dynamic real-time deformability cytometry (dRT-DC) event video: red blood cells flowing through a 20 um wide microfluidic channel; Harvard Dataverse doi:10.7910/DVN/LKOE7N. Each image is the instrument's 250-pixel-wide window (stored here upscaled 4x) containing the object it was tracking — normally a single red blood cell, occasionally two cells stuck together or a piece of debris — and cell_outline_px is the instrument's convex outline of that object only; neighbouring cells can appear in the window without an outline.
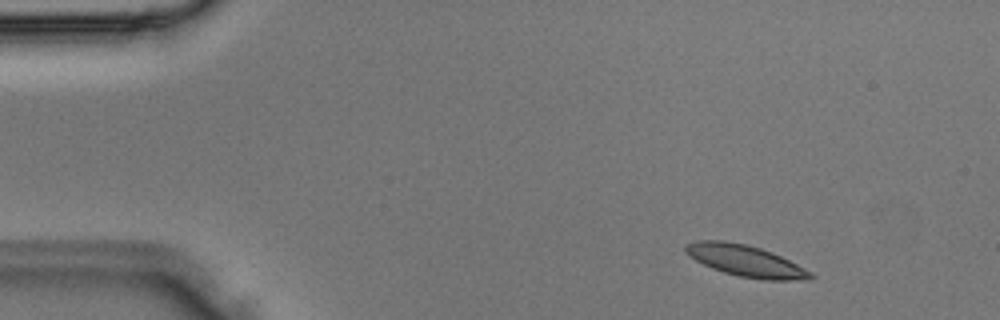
{"species": "Egyptian fruit bat (a non-hibernating species)", "species_latin": "Rousettus aegyptiacus", "temperature_condition": "room temperature", "stored_images_in_passage": 4, "camera_frame_rate_fps": 3000, "um_per_image_px": 0.085, "animal": {"sex": "male"}, "frame": {"image": 1, "passage_image": 1, "time_ms": 0.0, "image_size_px": [1000, 320], "cell_outline_px": [[816, 276], [812, 280], [764, 280], [740, 276], [724, 272], [712, 268], [688, 256], [684, 252], [684, 244], [700, 240], [724, 240], [748, 244], [772, 252], [812, 272]], "centroid_in_image_um": [63.37, 22.16], "position_along_channel_um": 21.6, "area_um2": 23.0}}